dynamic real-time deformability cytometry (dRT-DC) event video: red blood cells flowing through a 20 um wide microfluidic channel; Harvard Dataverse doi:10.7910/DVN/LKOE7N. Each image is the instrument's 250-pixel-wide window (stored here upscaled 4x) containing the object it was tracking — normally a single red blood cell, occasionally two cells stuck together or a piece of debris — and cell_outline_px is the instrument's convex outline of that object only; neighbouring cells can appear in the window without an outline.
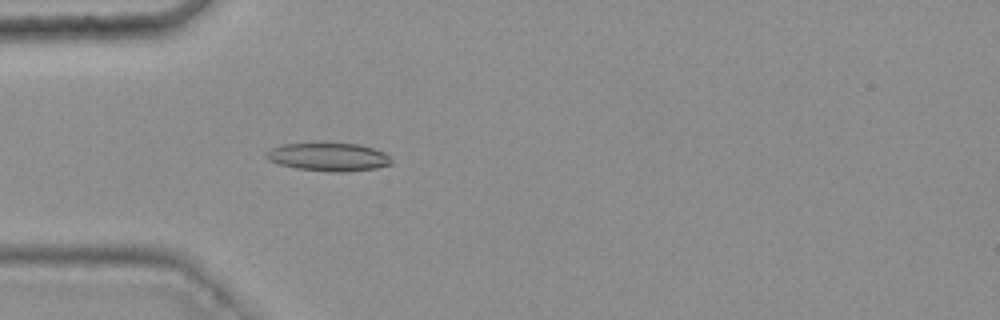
{"species": "common noctule bat (a hibernating species)", "species_latin": "Nyctalus noctula", "temperature_condition": "warm", "stored_images_in_passage": 48, "camera_frame_rate_fps": 3000, "um_per_image_px": 0.085, "animal": {"sex": "female", "body_mass_g": 25.1}, "frame": {"image": 1, "passage_image": 17, "time_ms": 5.333, "image_size_px": [1000, 320], "cell_outline_px": [[392, 164], [376, 168], [348, 172], [332, 172], [296, 168], [280, 164], [268, 160], [264, 156], [264, 152], [280, 144], [360, 144], [384, 152], [392, 160]], "centroid_in_image_um": [27.91, 13.35], "position_along_channel_um": 57.1, "area_um2": 20.46}}
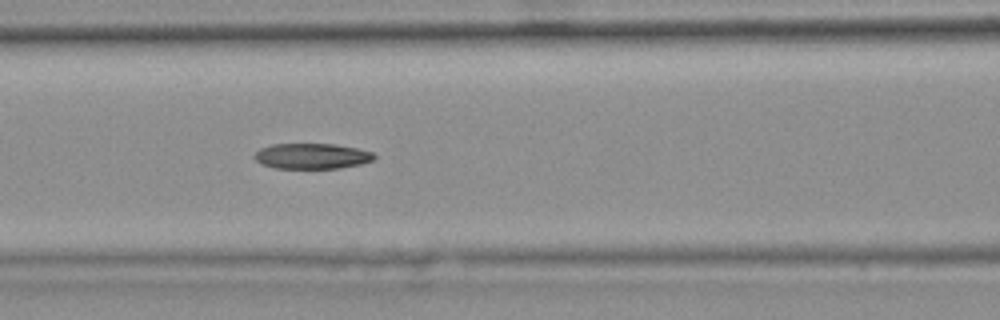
{"frame": {"image": 2, "passage_image": 24, "time_ms": 7.667, "image_size_px": [1000, 320], "cell_outline_px": [[376, 156], [372, 160], [360, 164], [340, 168], [276, 168], [264, 164], [256, 160], [252, 156], [260, 148], [272, 144], [336, 144], [356, 148], [372, 152]], "centroid_in_image_um": [26.5, 13.26], "position_along_channel_um": 140.1, "area_um2": 17.69}}
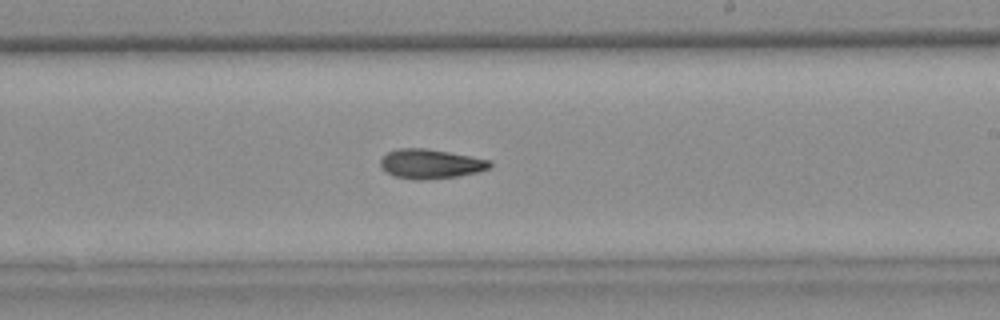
{"frame": {"image": 3, "passage_image": 33, "time_ms": 10.667, "image_size_px": [1000, 320], "cell_outline_px": [[492, 164], [488, 168], [476, 172], [456, 176], [420, 180], [416, 180], [392, 176], [380, 168], [380, 160], [388, 152], [396, 148], [428, 148], [492, 160]], "centroid_in_image_um": [36.55, 13.92], "position_along_channel_um": 252.4, "area_um2": 18.84}, "authors_computed_cell_mechanics": {"area_um2": 18.8717, "velocity_mm_per_s": 3.7509, "shape_relaxation_time_tau1_ms": null, "shape_relaxation_time_tau2_ms": 10.6879, "deformation_change_tau1": null, "deformation_change_tau2": 0.2148}}